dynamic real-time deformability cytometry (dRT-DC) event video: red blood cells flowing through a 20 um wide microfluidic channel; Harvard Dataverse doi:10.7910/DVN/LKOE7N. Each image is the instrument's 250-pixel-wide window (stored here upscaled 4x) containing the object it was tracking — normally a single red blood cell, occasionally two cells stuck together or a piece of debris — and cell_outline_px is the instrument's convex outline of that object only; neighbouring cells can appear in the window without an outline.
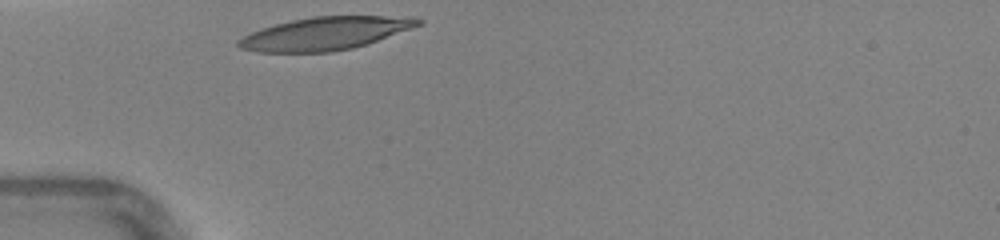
{"species": "human", "species_latin": "Homo sapiens", "temperature_condition": "warm", "stored_images_in_passage": 24, "camera_frame_rate_fps": 3000, "um_per_image_px": 0.085, "donor": {"sex": "female"}, "frame": {"image": 1, "passage_image": 1, "time_ms": 0.0, "image_size_px": [1000, 240], "cell_outline_px": [[424, 24], [368, 44], [352, 48], [332, 52], [256, 52], [240, 48], [236, 44], [236, 40], [260, 28], [292, 20], [312, 16], [416, 16], [424, 20]], "centroid_in_image_um": [27.7, 2.84], "position_along_channel_um": 57.3, "area_um2": 34.85}}
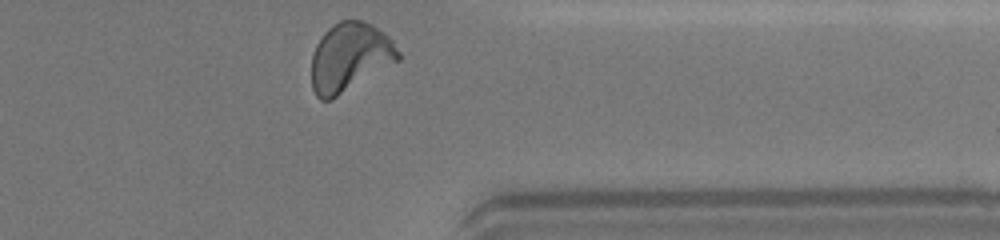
{"frame": {"image": 2, "passage_image": 24, "time_ms": 7.667, "image_size_px": [1000, 240], "cell_outline_px": [[400, 60], [332, 100], [320, 100], [316, 96], [312, 88], [312, 56], [316, 44], [324, 32], [332, 24], [340, 20], [360, 20], [372, 24], [388, 36], [392, 40], [400, 52]], "centroid_in_image_um": [29.73, 4.87], "position_along_channel_um": 381.7, "area_um2": 34.91}, "authors_computed_cell_mechanics": {"area_um2": 33.3506, "velocity_mm_per_s": 4.3893, "shape_relaxation_time_tau1_ms": 5.1011, "shape_relaxation_time_tau2_ms": 1.2824, "deformation_change_tau1": 0.2199, "deformation_change_tau2": 0.0891}}